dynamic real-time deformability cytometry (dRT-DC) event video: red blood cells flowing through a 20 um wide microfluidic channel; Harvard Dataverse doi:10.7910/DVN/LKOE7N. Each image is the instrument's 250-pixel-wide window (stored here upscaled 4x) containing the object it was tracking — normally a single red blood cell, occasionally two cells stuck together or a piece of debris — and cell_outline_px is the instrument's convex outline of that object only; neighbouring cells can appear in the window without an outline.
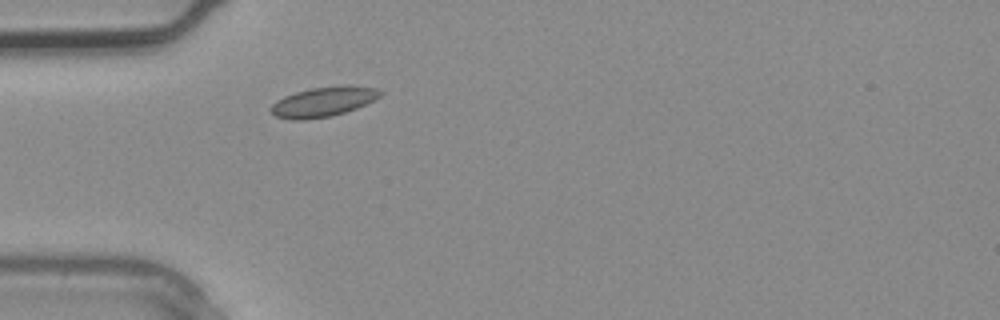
{"species": "common noctule bat (a hibernating species)", "species_latin": "Nyctalus noctula", "temperature_condition": "warm", "stored_images_in_passage": 1, "camera_frame_rate_fps": 3000, "um_per_image_px": 0.085, "animal": {"sex": "male", "body_mass_g": 20.4}, "frame": {"image": 1, "passage_image": 1, "time_ms": 0.0, "image_size_px": [1000, 320], "cell_outline_px": [[384, 92], [380, 96], [356, 108], [332, 116], [304, 120], [292, 120], [276, 116], [268, 108], [276, 100], [284, 96], [296, 92], [312, 88], [344, 84], [376, 88]], "centroid_in_image_um": [27.46, 8.64], "position_along_channel_um": 57.5, "area_um2": 19.02}}